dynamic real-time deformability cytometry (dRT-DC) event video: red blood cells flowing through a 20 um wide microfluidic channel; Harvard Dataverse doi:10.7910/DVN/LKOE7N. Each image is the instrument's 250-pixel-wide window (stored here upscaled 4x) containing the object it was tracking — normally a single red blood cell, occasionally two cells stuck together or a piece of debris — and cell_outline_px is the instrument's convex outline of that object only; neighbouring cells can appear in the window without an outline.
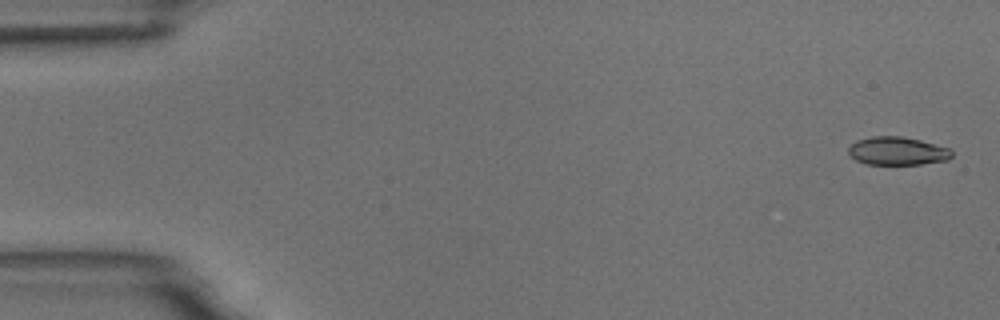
{"species": "common noctule bat (a hibernating species)", "species_latin": "Nyctalus noctula", "temperature_condition": "room temperature", "stored_images_in_passage": 7, "camera_frame_rate_fps": 3000, "um_per_image_px": 0.085, "animal": {"sex": "male", "body_mass_g": 18.8}, "frame": {"image": 1, "passage_image": 1, "time_ms": 0.0, "image_size_px": [1000, 320], "cell_outline_px": [[952, 156], [948, 160], [920, 164], [868, 164], [856, 160], [848, 156], [848, 148], [856, 140], [872, 136], [900, 136], [920, 140], [952, 148]], "centroid_in_image_um": [76.28, 12.83], "position_along_channel_um": 8.7, "area_um2": 17.11}}
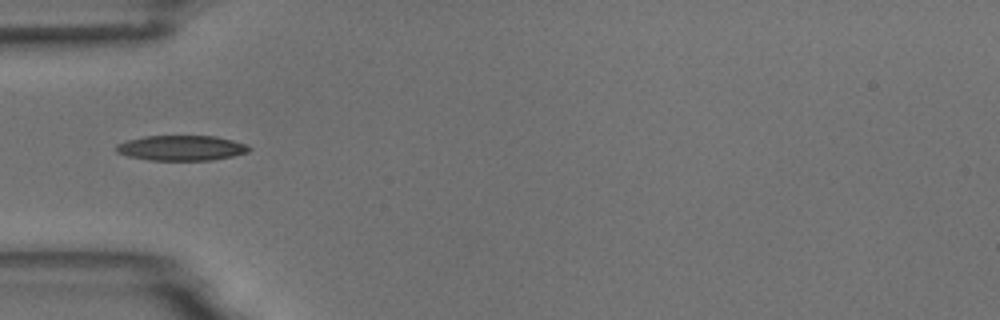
{"frame": {"image": 2, "passage_image": 5, "time_ms": 5.333, "image_size_px": [1000, 320], "cell_outline_px": [[252, 148], [248, 152], [232, 156], [212, 160], [148, 160], [128, 156], [116, 152], [116, 144], [128, 140], [144, 136], [216, 136], [248, 144]], "centroid_in_image_um": [15.43, 12.57], "position_along_channel_um": 69.6, "area_um2": 19.54}}
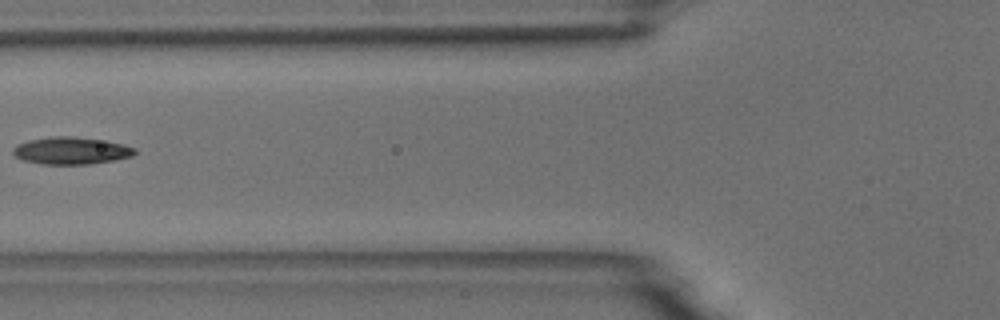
{"frame": {"image": 3, "passage_image": 6, "time_ms": 6.667, "image_size_px": [1000, 320], "cell_outline_px": [[136, 152], [132, 156], [116, 160], [92, 164], [44, 164], [24, 160], [16, 156], [12, 152], [12, 148], [16, 144], [28, 140], [52, 136], [72, 136], [104, 140], [124, 144], [136, 148]], "centroid_in_image_um": [6.07, 12.8], "position_along_channel_um": 119.7, "area_um2": 19.48}}